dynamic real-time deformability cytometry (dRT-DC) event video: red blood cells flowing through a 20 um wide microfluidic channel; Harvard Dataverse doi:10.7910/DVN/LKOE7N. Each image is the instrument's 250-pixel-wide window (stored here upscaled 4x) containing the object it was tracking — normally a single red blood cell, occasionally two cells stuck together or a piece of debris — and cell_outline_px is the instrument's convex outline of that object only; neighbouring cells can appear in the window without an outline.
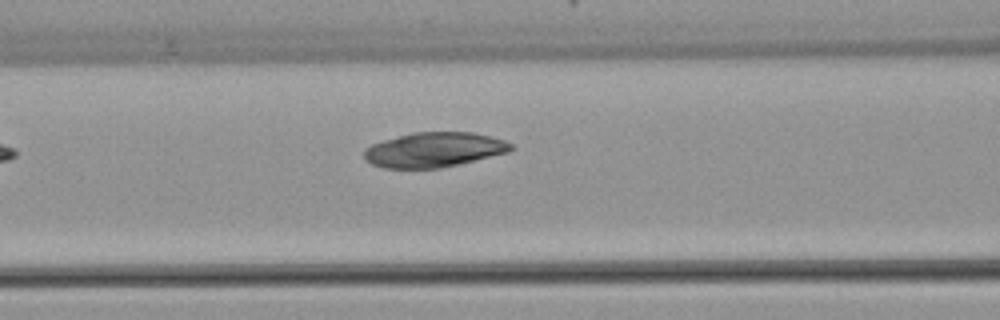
{"species": "common noctule bat (a hibernating species)", "species_latin": "Nyctalus noctula", "temperature_condition": "warm", "stored_images_in_passage": 6, "camera_frame_rate_fps": 3000, "um_per_image_px": 0.085, "animal": {"sex": "female", "body_mass_g": 22.7, "forearm_length_mm": 54.2}, "frame": {"image": 1, "passage_image": 6, "time_ms": 7.0, "image_size_px": [1000, 320], "cell_outline_px": [[516, 148], [508, 152], [460, 164], [440, 168], [384, 168], [372, 164], [364, 160], [364, 148], [372, 144], [384, 140], [416, 132], [472, 132], [504, 140], [512, 144]], "centroid_in_image_um": [36.9, 12.74], "position_along_channel_um": 129.7, "area_um2": 29.71}}